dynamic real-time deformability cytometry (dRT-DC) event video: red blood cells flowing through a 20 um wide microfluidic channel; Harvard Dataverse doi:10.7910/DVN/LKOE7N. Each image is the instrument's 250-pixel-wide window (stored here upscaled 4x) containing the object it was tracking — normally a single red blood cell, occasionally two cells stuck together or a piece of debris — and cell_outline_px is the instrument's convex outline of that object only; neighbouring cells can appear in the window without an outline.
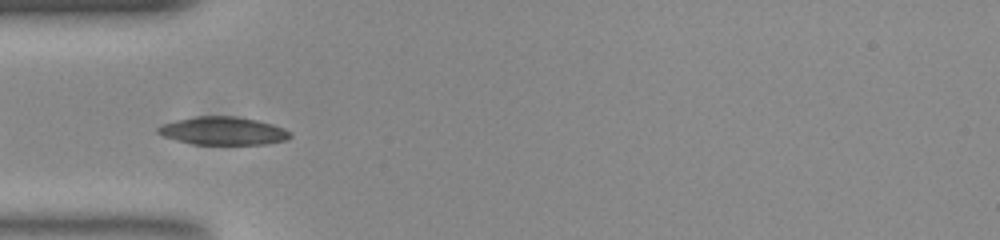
{"species": "common noctule bat (a hibernating species)", "species_latin": "Nyctalus noctula", "temperature_condition": "room temperature", "stored_images_in_passage": 38, "camera_frame_rate_fps": 3000, "um_per_image_px": 0.085, "animal": {"sex": "female", "body_mass_g": 23.0, "forearm_length_mm": 53.4}, "frame": {"image": 1, "passage_image": 2, "time_ms": 0.333, "image_size_px": [1000, 240], "cell_outline_px": [[292, 136], [284, 140], [264, 144], [192, 144], [176, 140], [164, 136], [156, 132], [156, 128], [164, 124], [176, 120], [196, 116], [236, 116], [256, 120], [272, 124], [284, 128], [292, 132]], "centroid_in_image_um": [18.96, 11.12], "position_along_channel_um": 66.0, "area_um2": 21.5}}
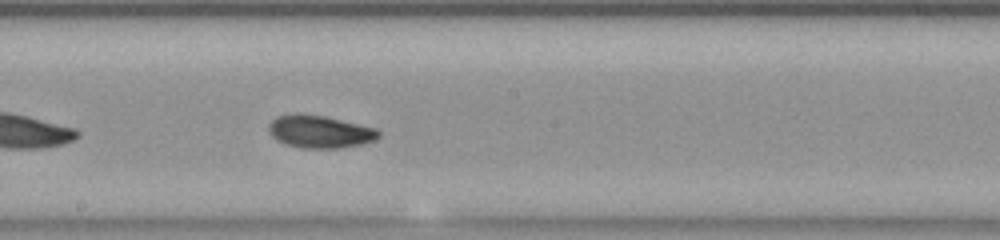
{"frame": {"image": 2, "passage_image": 14, "time_ms": 4.333, "image_size_px": [1000, 240], "cell_outline_px": [[380, 136], [376, 140], [360, 144], [340, 148], [300, 148], [276, 140], [268, 132], [268, 124], [276, 116], [296, 112], [324, 116], [376, 128], [380, 132]], "centroid_in_image_um": [27.15, 11.18], "position_along_channel_um": 221.0, "area_um2": 21.04}}
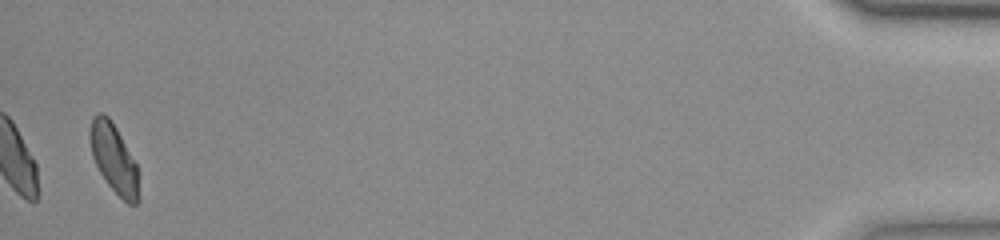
{"frame": {"image": 3, "passage_image": 37, "time_ms": 12.0, "image_size_px": [1000, 240], "cell_outline_px": [[140, 200], [136, 204], [128, 204], [108, 184], [100, 172], [92, 156], [88, 136], [88, 132], [92, 116], [100, 112], [108, 116], [112, 120], [136, 164], [140, 172]], "centroid_in_image_um": [9.7, 13.48], "position_along_channel_um": 425.5, "area_um2": 20.0}, "authors_computed_cell_mechanics": {"area_um2": 20.2011, "velocity_mm_per_s": 3.8715, "shape_relaxation_time_tau1_ms": 4.4287, "shape_relaxation_time_tau2_ms": 5.8096, "deformation_change_tau1": 0.1339, "deformation_change_tau2": 0.1032}}